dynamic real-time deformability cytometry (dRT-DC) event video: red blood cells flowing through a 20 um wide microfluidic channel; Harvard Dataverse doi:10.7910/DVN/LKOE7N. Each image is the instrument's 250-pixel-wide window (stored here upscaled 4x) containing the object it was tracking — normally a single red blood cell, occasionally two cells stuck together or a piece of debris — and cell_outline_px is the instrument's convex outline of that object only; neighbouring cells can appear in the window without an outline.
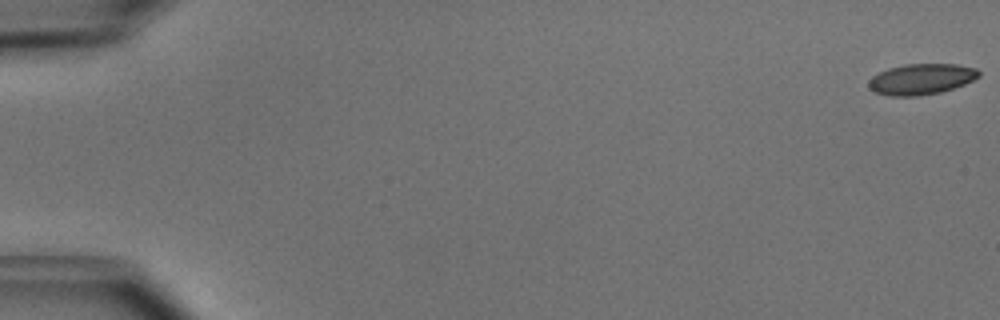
{"species": "common noctule bat (a hibernating species)", "species_latin": "Nyctalus noctula", "temperature_condition": "cold", "stored_images_in_passage": 27, "camera_frame_rate_fps": 3000, "um_per_image_px": 0.085, "animal": {"sex": "male", "body_mass_g": 15.6}, "frame": {"image": 1, "passage_image": 1, "time_ms": 0.0, "image_size_px": [1000, 320], "cell_outline_px": [[980, 76], [964, 84], [940, 92], [916, 96], [888, 96], [872, 92], [868, 88], [868, 80], [872, 76], [888, 68], [904, 64], [956, 64], [976, 68], [980, 72]], "centroid_in_image_um": [78.26, 6.73], "position_along_channel_um": 6.7, "area_um2": 19.88}}